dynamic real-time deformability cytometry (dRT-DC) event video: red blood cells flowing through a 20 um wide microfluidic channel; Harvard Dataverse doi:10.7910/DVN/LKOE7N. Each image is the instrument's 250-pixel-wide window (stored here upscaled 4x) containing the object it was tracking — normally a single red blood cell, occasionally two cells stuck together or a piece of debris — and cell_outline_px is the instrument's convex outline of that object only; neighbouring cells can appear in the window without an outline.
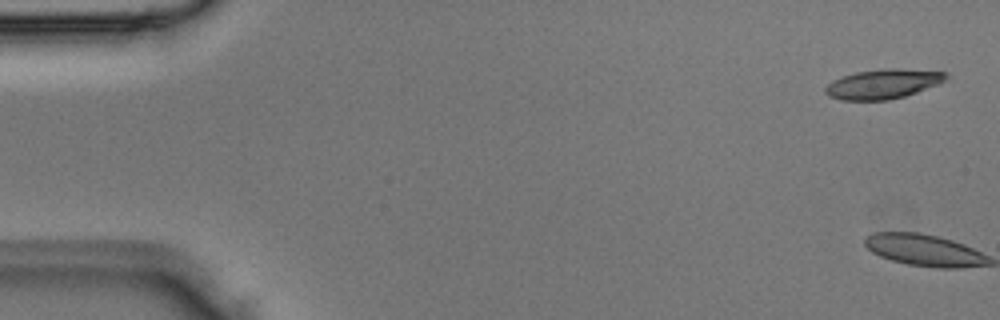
{"species": "Egyptian fruit bat (a non-hibernating species)", "species_latin": "Rousettus aegyptiacus", "temperature_condition": "room temperature", "stored_images_in_passage": 5, "camera_frame_rate_fps": 3000, "um_per_image_px": 0.085, "animal": {"sex": "male"}, "frame": {"image": 1, "passage_image": 1, "time_ms": 0.0, "image_size_px": [1000, 320], "cell_outline_px": [[948, 76], [940, 84], [904, 96], [888, 100], [840, 100], [828, 96], [824, 92], [824, 88], [832, 80], [856, 72], [884, 68], [900, 68], [948, 72]], "centroid_in_image_um": [75.06, 7.13], "position_along_channel_um": 9.9, "area_um2": 20.92}}